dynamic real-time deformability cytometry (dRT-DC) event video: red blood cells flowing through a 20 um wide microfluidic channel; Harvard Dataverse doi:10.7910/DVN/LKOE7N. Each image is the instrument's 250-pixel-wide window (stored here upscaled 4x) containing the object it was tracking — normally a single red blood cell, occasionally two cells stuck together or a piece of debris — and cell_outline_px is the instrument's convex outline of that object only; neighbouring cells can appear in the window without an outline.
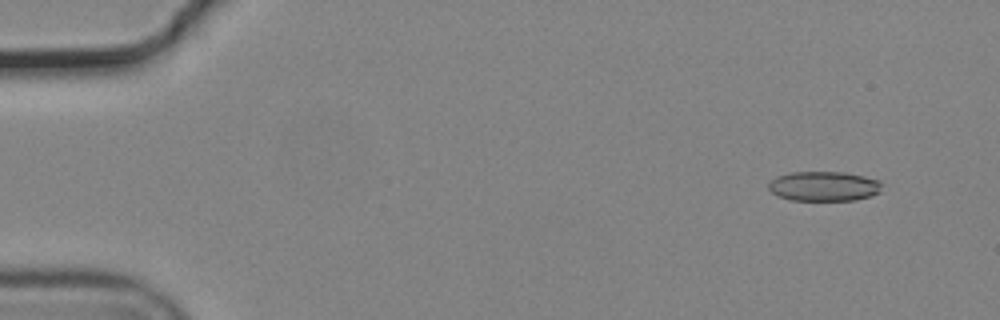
{"species": "common noctule bat (a hibernating species)", "species_latin": "Nyctalus noctula", "temperature_condition": "cold", "stored_images_in_passage": 8, "camera_frame_rate_fps": 3000, "um_per_image_px": 0.085, "animal": {"sex": "male", "body_mass_g": 19.2, "forearm_length_mm": 51.8}, "frame": {"image": 1, "passage_image": 1, "time_ms": 0.0, "image_size_px": [1000, 320], "cell_outline_px": [[880, 192], [872, 196], [856, 200], [792, 200], [776, 196], [768, 188], [768, 184], [776, 176], [788, 172], [844, 172], [864, 176], [880, 180]], "centroid_in_image_um": [70.02, 15.83], "position_along_channel_um": 15.0, "area_um2": 19.77}}